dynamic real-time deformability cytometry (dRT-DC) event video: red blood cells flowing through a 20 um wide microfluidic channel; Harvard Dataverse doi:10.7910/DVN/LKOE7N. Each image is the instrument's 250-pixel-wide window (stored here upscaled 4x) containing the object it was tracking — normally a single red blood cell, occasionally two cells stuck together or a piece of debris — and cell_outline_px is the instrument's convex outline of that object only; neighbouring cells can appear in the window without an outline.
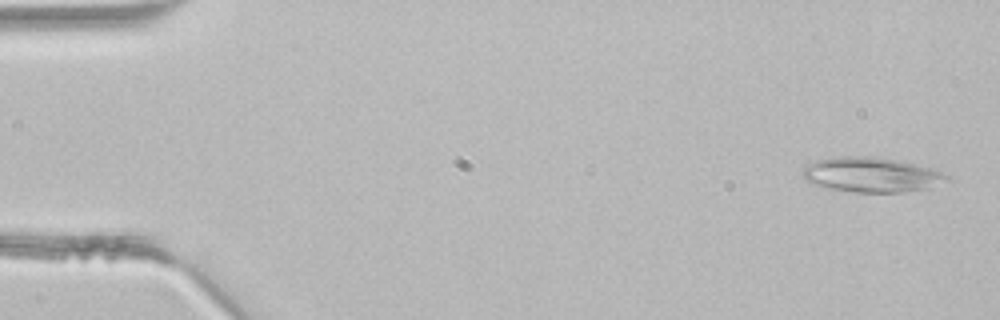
{"species": "common noctule bat (a hibernating species)", "species_latin": "Nyctalus noctula", "temperature_condition": "room temperature", "stored_images_in_passage": 3, "camera_frame_rate_fps": 3000, "um_per_image_px": 0.085, "animal": {"sex": "male", "body_mass_g": 21.5, "forearm_length_mm": 52.0}, "frame": {"image": 1, "passage_image": 1, "time_ms": 0.0, "image_size_px": [1000, 320], "cell_outline_px": [[948, 176], [928, 188], [904, 192], [856, 192], [828, 188], [816, 184], [808, 180], [804, 176], [804, 168], [808, 164], [816, 160], [840, 156], [868, 156], [916, 164], [940, 172]], "centroid_in_image_um": [74.0, 14.85], "position_along_channel_um": 11.0, "area_um2": 28.26}}
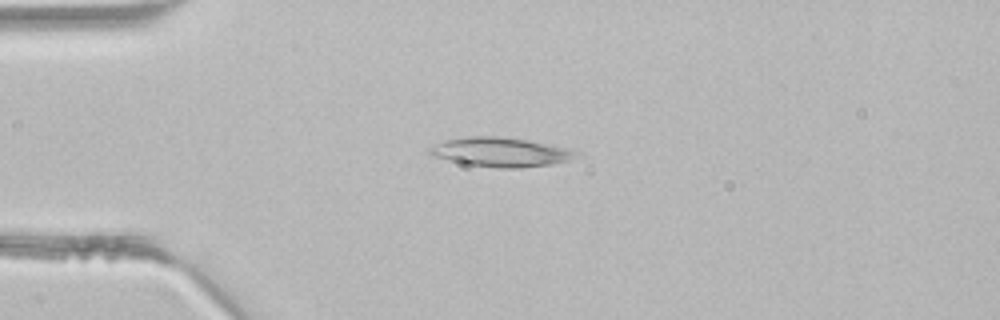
{"frame": {"image": 2, "passage_image": 3, "time_ms": 0.667, "image_size_px": [1000, 320], "cell_outline_px": [[580, 156], [568, 160], [552, 164], [520, 168], [500, 168], [464, 164], [436, 156], [428, 152], [428, 148], [444, 140], [468, 136], [496, 136], [528, 140], [564, 148], [580, 152]], "centroid_in_image_um": [42.56, 12.93], "position_along_channel_um": 42.4, "area_um2": 24.74}}